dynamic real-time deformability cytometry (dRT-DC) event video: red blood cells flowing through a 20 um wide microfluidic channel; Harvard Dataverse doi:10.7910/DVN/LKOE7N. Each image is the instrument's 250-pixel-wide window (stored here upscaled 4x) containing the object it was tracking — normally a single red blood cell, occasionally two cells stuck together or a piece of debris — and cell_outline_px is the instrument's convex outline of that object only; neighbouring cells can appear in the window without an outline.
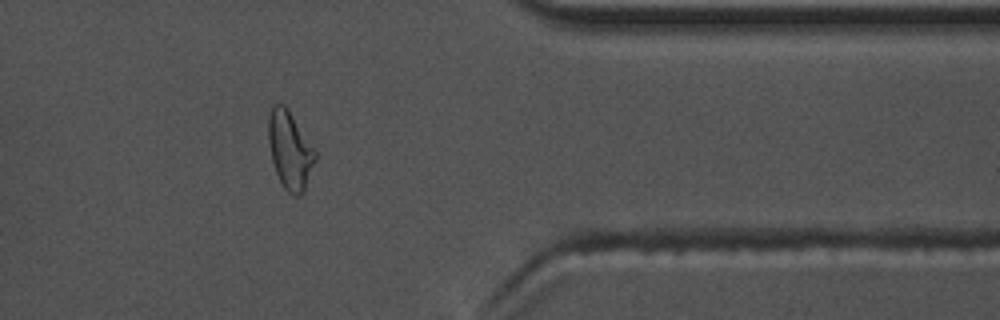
{"species": "common noctule bat (a hibernating species)", "species_latin": "Nyctalus noctula", "temperature_condition": "warm", "stored_images_in_passage": 53, "camera_frame_rate_fps": 3000, "um_per_image_px": 0.085, "animal": {"sex": "male", "body_mass_g": 17.5, "forearm_length_mm": 52.3}, "frame": {"image": 1, "passage_image": 46, "time_ms": 15.0, "image_size_px": [1000, 320], "cell_outline_px": [[316, 160], [304, 188], [300, 196], [292, 196], [284, 188], [276, 172], [272, 160], [268, 140], [268, 116], [272, 104], [284, 104], [288, 108], [316, 152]], "centroid_in_image_um": [24.62, 12.74], "position_along_channel_um": 386.8, "area_um2": 21.04}}